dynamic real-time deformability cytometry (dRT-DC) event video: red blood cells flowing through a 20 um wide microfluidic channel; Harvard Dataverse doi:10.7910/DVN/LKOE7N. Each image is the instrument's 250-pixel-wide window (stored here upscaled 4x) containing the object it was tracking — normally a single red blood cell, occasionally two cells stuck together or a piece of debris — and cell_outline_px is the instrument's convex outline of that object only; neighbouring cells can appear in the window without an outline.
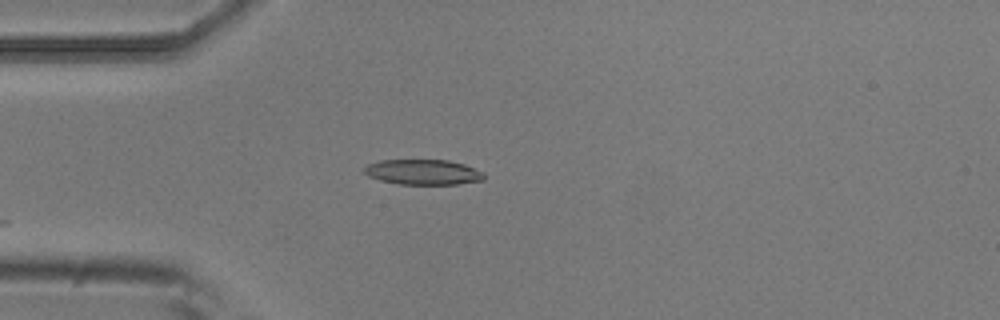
{"species": "common noctule bat (a hibernating species)", "species_latin": "Nyctalus noctula", "temperature_condition": "room temperature", "stored_images_in_passage": 5, "camera_frame_rate_fps": 3000, "um_per_image_px": 0.085, "animal": {"sex": "male", "body_mass_g": 20.5, "forearm_length_mm": 52.5}, "frame": {"image": 1, "passage_image": 4, "time_ms": 1.0, "image_size_px": [1000, 320], "cell_outline_px": [[484, 180], [456, 184], [400, 184], [380, 180], [368, 176], [364, 172], [364, 168], [368, 164], [380, 160], [448, 160], [464, 164], [484, 172]], "centroid_in_image_um": [35.97, 14.62], "position_along_channel_um": 49.0, "area_um2": 17.57}}